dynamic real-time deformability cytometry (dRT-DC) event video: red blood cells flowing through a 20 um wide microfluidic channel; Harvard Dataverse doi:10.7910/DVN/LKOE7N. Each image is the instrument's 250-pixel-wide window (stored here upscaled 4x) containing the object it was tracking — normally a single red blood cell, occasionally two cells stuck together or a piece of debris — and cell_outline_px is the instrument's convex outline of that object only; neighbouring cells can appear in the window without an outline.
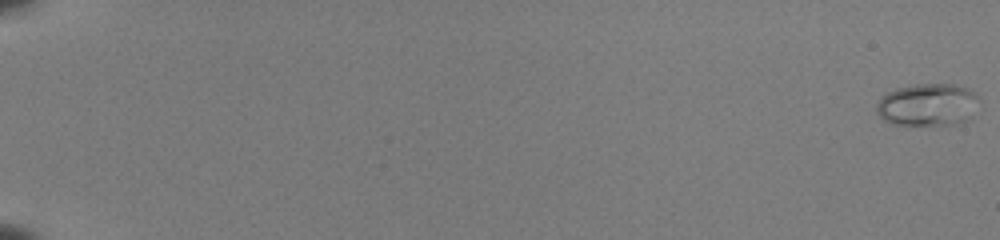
{"species": "common noctule bat (a hibernating species)", "species_latin": "Nyctalus noctula", "temperature_condition": "room temperature", "stored_images_in_passage": 54, "camera_frame_rate_fps": 3000, "um_per_image_px": 0.085, "animal": {"sex": "female", "body_mass_g": 22.0, "forearm_length_mm": 56.7}, "frame": {"image": 1, "passage_image": 1, "time_ms": 0.0, "image_size_px": [1000, 240], "cell_outline_px": [[976, 96], [968, 120], [956, 124], [892, 124], [884, 120], [876, 112], [876, 104], [888, 92], [896, 88], [916, 84], [952, 84], [968, 88]], "centroid_in_image_um": [78.78, 8.89], "position_along_channel_um": 6.2, "area_um2": 24.68}}
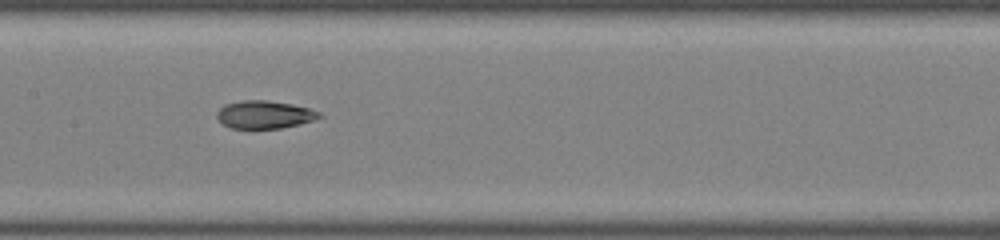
{"frame": {"image": 2, "passage_image": 31, "time_ms": 10.0, "image_size_px": [1000, 240], "cell_outline_px": [[324, 116], [300, 124], [280, 128], [232, 128], [224, 124], [216, 116], [216, 112], [224, 104], [244, 100], [264, 100], [292, 104], [308, 108], [320, 112]], "centroid_in_image_um": [22.48, 9.73], "position_along_channel_um": 184.9, "area_um2": 16.47}}
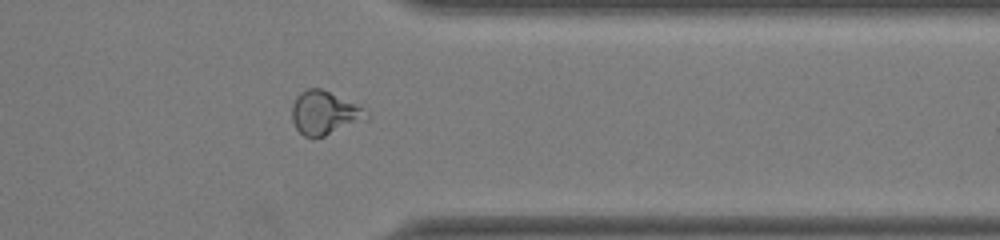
{"frame": {"image": 3, "passage_image": 46, "time_ms": 15.0, "image_size_px": [1000, 240], "cell_outline_px": [[368, 120], [324, 136], [304, 136], [296, 128], [292, 120], [292, 104], [296, 96], [300, 92], [308, 88], [320, 88], [364, 108], [368, 116]], "centroid_in_image_um": [27.57, 9.6], "position_along_channel_um": 383.8, "area_um2": 18.73}, "authors_computed_cell_mechanics": {"area_um2": 18.4093, "velocity_mm_per_s": 4.0066, "shape_relaxation_time_tau1_ms": null, "shape_relaxation_time_tau2_ms": 1.6659, "deformation_change_tau1": null, "deformation_change_tau2": 0.0791}}